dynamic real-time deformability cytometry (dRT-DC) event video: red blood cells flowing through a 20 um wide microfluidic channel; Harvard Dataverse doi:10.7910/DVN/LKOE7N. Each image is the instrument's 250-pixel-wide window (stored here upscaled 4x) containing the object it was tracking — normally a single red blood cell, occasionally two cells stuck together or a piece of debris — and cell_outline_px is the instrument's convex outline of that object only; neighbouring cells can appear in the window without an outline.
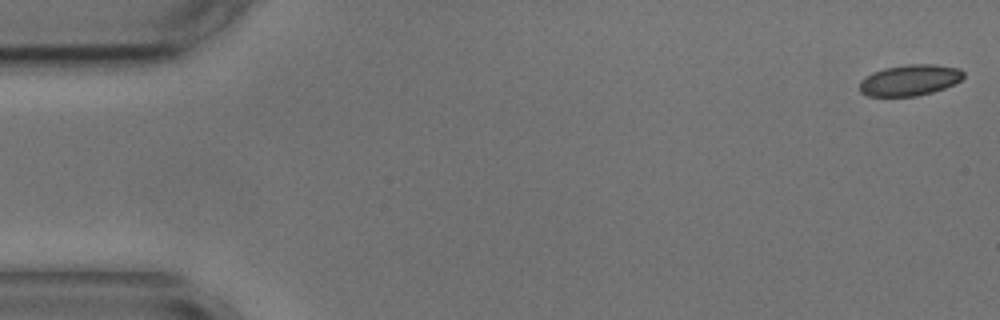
{"species": "common noctule bat (a hibernating species)", "species_latin": "Nyctalus noctula", "temperature_condition": "cold", "stored_images_in_passage": 5, "segment_of_instrument_passage": [1, 2], "camera_frame_rate_fps": 3000, "um_per_image_px": 0.085, "animal": {"sex": "male", "body_mass_g": 17.9, "forearm_length_mm": 54.2}, "frame": {"image": 1, "passage_image": 1, "time_ms": 0.0, "image_size_px": [1000, 320], "cell_outline_px": [[964, 76], [960, 80], [944, 88], [932, 92], [916, 96], [868, 96], [860, 92], [860, 80], [872, 72], [884, 68], [908, 64], [936, 64], [960, 68], [964, 72]], "centroid_in_image_um": [77.32, 6.8], "position_along_channel_um": 7.7, "area_um2": 18.84}}